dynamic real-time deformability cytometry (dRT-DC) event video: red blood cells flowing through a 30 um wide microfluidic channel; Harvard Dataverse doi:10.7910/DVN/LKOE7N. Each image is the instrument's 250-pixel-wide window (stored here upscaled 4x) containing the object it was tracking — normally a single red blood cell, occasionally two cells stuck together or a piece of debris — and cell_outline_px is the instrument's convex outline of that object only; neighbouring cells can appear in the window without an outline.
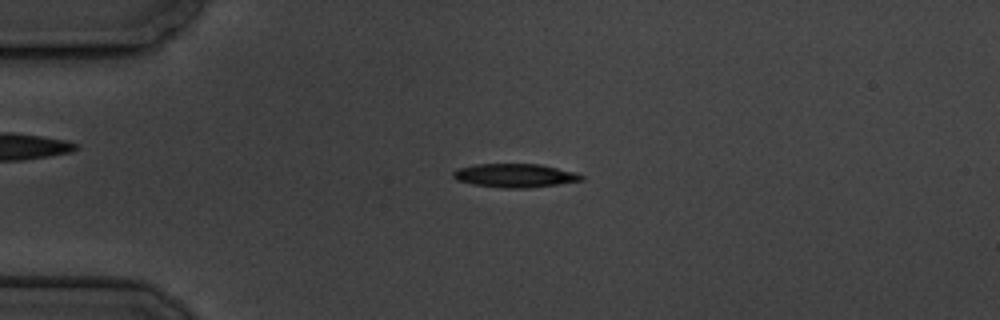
{"species": "common noctule bat (a hibernating species)", "species_latin": "Nyctalus noctula", "temperature_condition": "cold", "stored_images_in_passage": 5, "camera_frame_rate_fps": 3000, "um_per_image_px": 0.085, "animal": {"sex": "male", "body_mass_g": 19.5, "forearm_length_mm": 54.6}, "frame": {"image": 1, "passage_image": 4, "time_ms": 3.667, "image_size_px": [1000, 320], "cell_outline_px": [[584, 180], [528, 188], [500, 188], [472, 184], [456, 180], [452, 176], [452, 172], [456, 168], [476, 164], [540, 164], [576, 172], [584, 176]], "centroid_in_image_um": [43.73, 14.92], "position_along_channel_um": 41.3, "area_um2": 17.8}}